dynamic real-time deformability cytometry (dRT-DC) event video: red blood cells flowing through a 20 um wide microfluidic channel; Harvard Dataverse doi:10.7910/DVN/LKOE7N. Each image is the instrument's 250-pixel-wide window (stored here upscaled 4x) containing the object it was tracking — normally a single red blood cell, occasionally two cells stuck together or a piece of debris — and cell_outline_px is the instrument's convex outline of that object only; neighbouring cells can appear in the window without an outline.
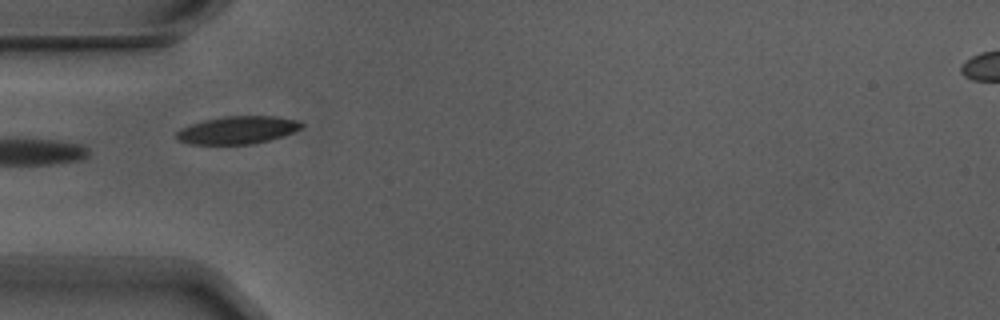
{"species": "Egyptian fruit bat (a non-hibernating species)", "species_latin": "Rousettus aegyptiacus", "temperature_condition": "warm", "stored_images_in_passage": 5, "camera_frame_rate_fps": 3000, "um_per_image_px": 0.085, "animal": {"sex": "male"}, "frame": {"image": 1, "passage_image": 5, "time_ms": 1.333, "image_size_px": [1000, 320], "cell_outline_px": [[304, 128], [268, 140], [252, 144], [192, 144], [176, 140], [176, 132], [180, 128], [204, 120], [224, 116], [276, 116], [300, 120], [304, 124]], "centroid_in_image_um": [20.2, 11.04], "position_along_channel_um": 64.8, "area_um2": 20.23}}